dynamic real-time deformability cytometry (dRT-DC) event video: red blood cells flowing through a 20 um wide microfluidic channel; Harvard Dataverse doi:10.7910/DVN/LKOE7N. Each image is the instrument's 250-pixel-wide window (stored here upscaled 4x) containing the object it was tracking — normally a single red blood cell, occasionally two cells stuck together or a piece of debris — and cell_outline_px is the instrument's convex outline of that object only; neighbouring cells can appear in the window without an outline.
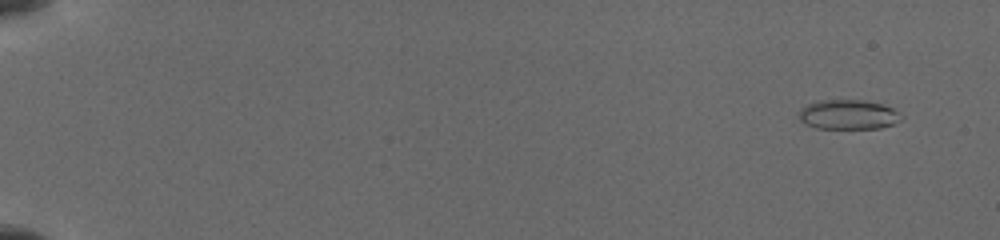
{"species": "common noctule bat (a hibernating species)", "species_latin": "Nyctalus noctula", "temperature_condition": "cold", "stored_images_in_passage": 46, "camera_frame_rate_fps": 3000, "um_per_image_px": 0.085, "animal": {"sex": "female", "body_mass_g": 19.5, "forearm_length_mm": 54.1}, "frame": {"image": 1, "passage_image": 1, "time_ms": 0.0, "image_size_px": [1000, 240], "cell_outline_px": [[904, 116], [900, 120], [892, 124], [880, 128], [816, 128], [804, 124], [800, 120], [800, 108], [808, 104], [820, 100], [864, 100], [884, 104], [892, 108]], "centroid_in_image_um": [72.11, 9.73], "position_along_channel_um": 12.9, "area_um2": 17.69}}
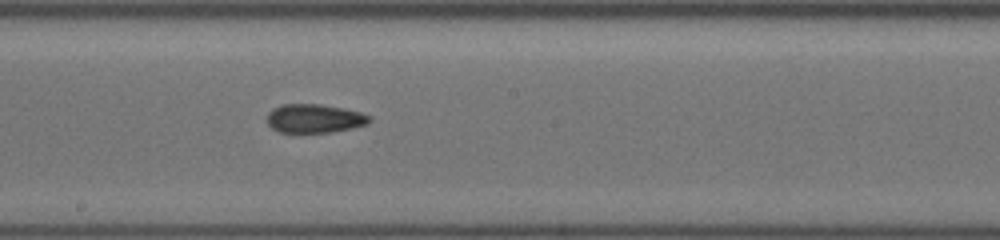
{"frame": {"image": 2, "passage_image": 29, "time_ms": 9.667, "image_size_px": [1000, 240], "cell_outline_px": [[372, 120], [368, 124], [352, 128], [332, 132], [280, 132], [272, 128], [268, 124], [268, 112], [272, 108], [284, 104], [316, 104], [340, 108], [360, 112], [372, 116]], "centroid_in_image_um": [26.75, 10.07], "position_along_channel_um": 221.5, "area_um2": 17.05}}
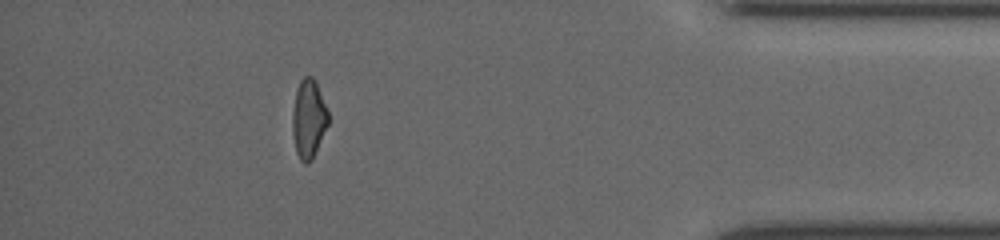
{"frame": {"image": 3, "passage_image": 44, "time_ms": 15.333, "image_size_px": [1000, 240], "cell_outline_px": [[328, 124], [312, 160], [308, 164], [304, 164], [300, 160], [296, 152], [292, 132], [292, 112], [296, 92], [300, 80], [304, 76], [312, 76], [316, 80], [328, 112]], "centroid_in_image_um": [26.22, 10.11], "position_along_channel_um": 409.0, "area_um2": 16.47}}